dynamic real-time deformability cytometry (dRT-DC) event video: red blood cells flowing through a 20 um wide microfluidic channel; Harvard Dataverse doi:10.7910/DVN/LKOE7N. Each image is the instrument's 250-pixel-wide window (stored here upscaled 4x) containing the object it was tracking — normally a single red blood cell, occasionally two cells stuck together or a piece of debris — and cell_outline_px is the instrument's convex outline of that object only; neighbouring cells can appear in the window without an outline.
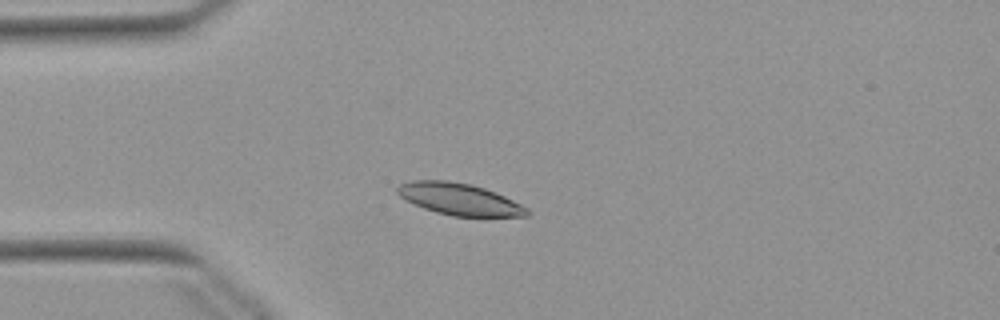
{"species": "Egyptian fruit bat (a non-hibernating species)", "species_latin": "Rousettus aegyptiacus", "temperature_condition": "warm", "stored_images_in_passage": 52, "camera_frame_rate_fps": 3000, "um_per_image_px": 0.085, "animal": {"sex": "female"}, "frame": {"image": 1, "passage_image": 13, "time_ms": 4.0, "image_size_px": [1000, 320], "cell_outline_px": [[532, 212], [528, 216], [452, 216], [436, 212], [424, 208], [400, 196], [396, 192], [396, 188], [400, 184], [412, 180], [448, 180], [468, 184], [484, 188], [504, 196], [528, 208]], "centroid_in_image_um": [39.05, 16.93], "position_along_channel_um": 45.9, "area_um2": 23.76}}
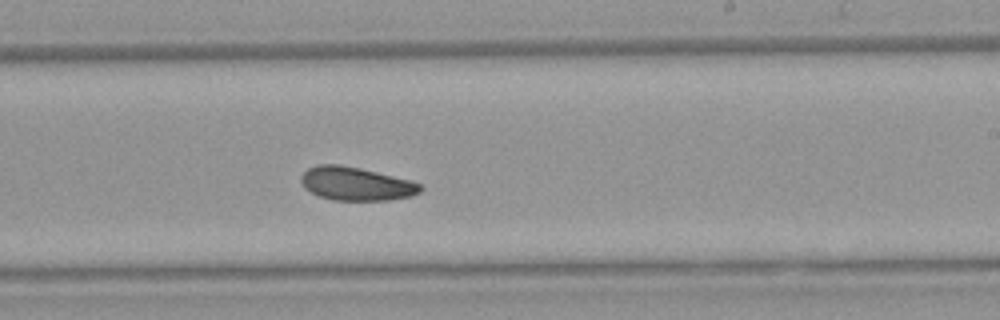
{"frame": {"image": 2, "passage_image": 31, "time_ms": 10.0, "image_size_px": [1000, 320], "cell_outline_px": [[424, 188], [420, 192], [412, 196], [388, 200], [332, 200], [320, 196], [304, 188], [300, 180], [300, 176], [308, 168], [316, 164], [340, 164], [360, 168], [412, 180], [420, 184]], "centroid_in_image_um": [30.27, 15.61], "position_along_channel_um": 258.7, "area_um2": 23.41}}
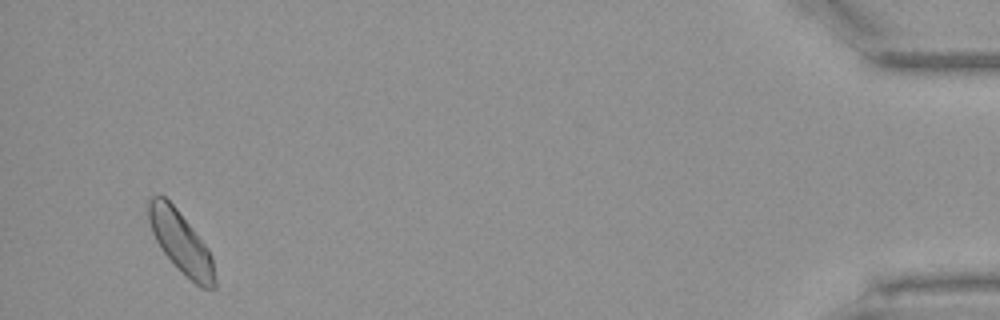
{"frame": {"image": 3, "passage_image": 50, "time_ms": 16.333, "image_size_px": [1000, 320], "cell_outline_px": [[216, 288], [200, 288], [160, 248], [152, 232], [148, 220], [148, 196], [164, 196], [176, 208], [208, 248], [212, 256], [216, 280]], "centroid_in_image_um": [15.38, 20.58], "position_along_channel_um": 419.8, "area_um2": 23.24}, "authors_computed_cell_mechanics": {"area_um2": 23.4379, "velocity_mm_per_s": 3.8277, "shape_relaxation_time_tau1_ms": 4.072, "shape_relaxation_time_tau2_ms": 7.4421, "deformation_change_tau1": 0.0868, "deformation_change_tau2": 0.1364}}